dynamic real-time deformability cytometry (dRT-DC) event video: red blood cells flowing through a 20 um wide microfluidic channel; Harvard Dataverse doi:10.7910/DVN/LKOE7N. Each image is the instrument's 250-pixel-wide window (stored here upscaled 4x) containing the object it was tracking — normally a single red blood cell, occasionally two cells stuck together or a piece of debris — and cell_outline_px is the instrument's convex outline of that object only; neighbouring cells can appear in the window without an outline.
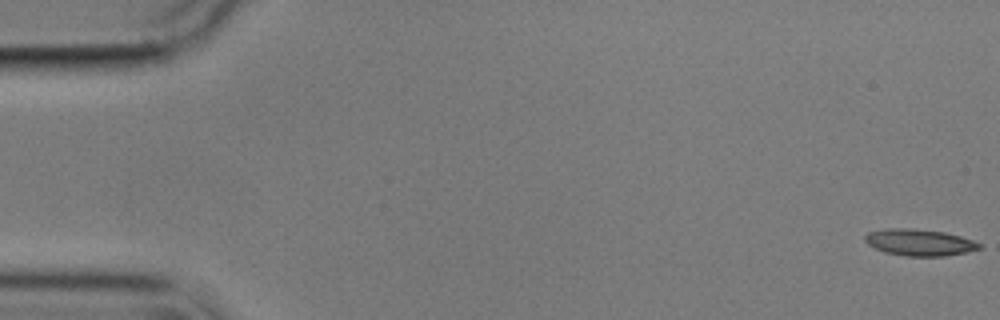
{"species": "common noctule bat (a hibernating species)", "species_latin": "Nyctalus noctula", "temperature_condition": "cold", "stored_images_in_passage": 56, "camera_frame_rate_fps": 3000, "um_per_image_px": 0.085, "animal": {"sex": "male", "body_mass_g": 17.9}, "frame": {"image": 1, "passage_image": 1, "time_ms": 0.0, "image_size_px": [1000, 320], "cell_outline_px": [[984, 248], [944, 256], [908, 256], [884, 252], [868, 244], [864, 240], [864, 236], [868, 232], [884, 228], [912, 228], [944, 232], [960, 236], [972, 240], [980, 244]], "centroid_in_image_um": [78.13, 20.59], "position_along_channel_um": 6.9, "area_um2": 17.69}}
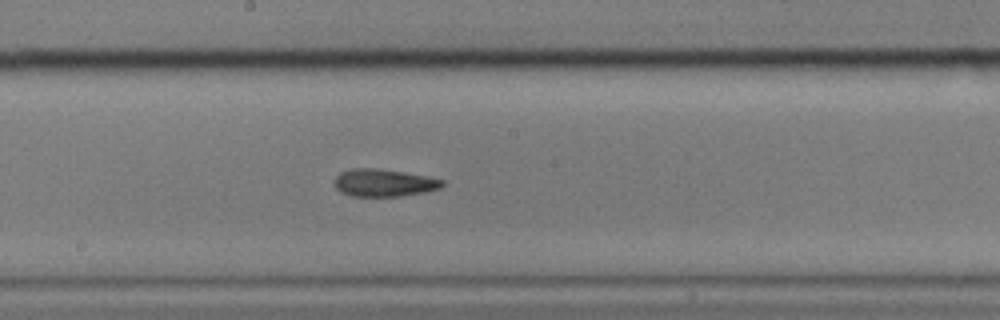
{"frame": {"image": 2, "passage_image": 30, "time_ms": 9.667, "image_size_px": [1000, 320], "cell_outline_px": [[444, 184], [440, 188], [428, 192], [400, 196], [352, 196], [340, 192], [336, 188], [336, 176], [340, 172], [352, 168], [376, 168], [404, 172], [428, 176], [444, 180]], "centroid_in_image_um": [32.66, 15.54], "position_along_channel_um": 215.5, "area_um2": 17.34}}
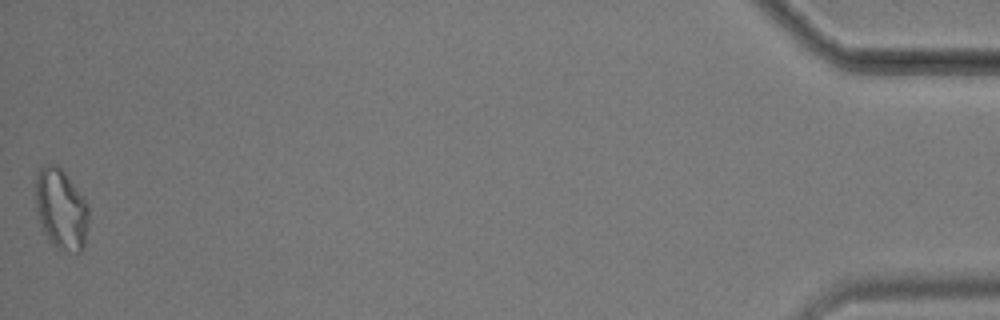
{"frame": {"image": 3, "passage_image": 56, "time_ms": 18.333, "image_size_px": [1000, 320], "cell_outline_px": [[88, 224], [84, 248], [80, 252], [76, 252], [56, 248], [48, 240], [44, 232], [40, 220], [36, 204], [36, 172], [44, 164], [56, 164], [68, 176], [88, 204]], "centroid_in_image_um": [5.2, 17.77], "position_along_channel_um": 430.0, "area_um2": 24.91}, "authors_computed_cell_mechanics": {"area_um2": 17.6868, "velocity_mm_per_s": 3.561, "shape_relaxation_time_tau1_ms": 5.1109, "shape_relaxation_time_tau2_ms": 3.3624, "deformation_change_tau1": 0.1476, "deformation_change_tau2": 0.1112}}